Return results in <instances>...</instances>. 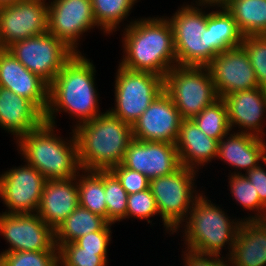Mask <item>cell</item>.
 I'll use <instances>...</instances> for the list:
<instances>
[{"label":"cell","instance_id":"38","mask_svg":"<svg viewBox=\"0 0 266 266\" xmlns=\"http://www.w3.org/2000/svg\"><path fill=\"white\" fill-rule=\"evenodd\" d=\"M110 171L117 177L128 195L149 188L150 180L144 174L126 168L122 163L114 166Z\"/></svg>","mask_w":266,"mask_h":266},{"label":"cell","instance_id":"25","mask_svg":"<svg viewBox=\"0 0 266 266\" xmlns=\"http://www.w3.org/2000/svg\"><path fill=\"white\" fill-rule=\"evenodd\" d=\"M217 6L222 10L207 13L206 29L201 34L204 48H209V64L220 52L241 46L244 37L232 15L223 5Z\"/></svg>","mask_w":266,"mask_h":266},{"label":"cell","instance_id":"29","mask_svg":"<svg viewBox=\"0 0 266 266\" xmlns=\"http://www.w3.org/2000/svg\"><path fill=\"white\" fill-rule=\"evenodd\" d=\"M137 0H92V8L97 24L103 33L117 31V26L129 16Z\"/></svg>","mask_w":266,"mask_h":266},{"label":"cell","instance_id":"11","mask_svg":"<svg viewBox=\"0 0 266 266\" xmlns=\"http://www.w3.org/2000/svg\"><path fill=\"white\" fill-rule=\"evenodd\" d=\"M46 0H22L0 6V48L48 32Z\"/></svg>","mask_w":266,"mask_h":266},{"label":"cell","instance_id":"37","mask_svg":"<svg viewBox=\"0 0 266 266\" xmlns=\"http://www.w3.org/2000/svg\"><path fill=\"white\" fill-rule=\"evenodd\" d=\"M112 223H109L103 230L88 233L85 236L80 237L75 243L83 248V251L97 252L107 263V249L111 241V227Z\"/></svg>","mask_w":266,"mask_h":266},{"label":"cell","instance_id":"41","mask_svg":"<svg viewBox=\"0 0 266 266\" xmlns=\"http://www.w3.org/2000/svg\"><path fill=\"white\" fill-rule=\"evenodd\" d=\"M19 1H22V0H0V6L6 5V4H12L15 2H19Z\"/></svg>","mask_w":266,"mask_h":266},{"label":"cell","instance_id":"14","mask_svg":"<svg viewBox=\"0 0 266 266\" xmlns=\"http://www.w3.org/2000/svg\"><path fill=\"white\" fill-rule=\"evenodd\" d=\"M46 179L26 164L0 174V197L8 210L4 213H36Z\"/></svg>","mask_w":266,"mask_h":266},{"label":"cell","instance_id":"10","mask_svg":"<svg viewBox=\"0 0 266 266\" xmlns=\"http://www.w3.org/2000/svg\"><path fill=\"white\" fill-rule=\"evenodd\" d=\"M7 50L48 85L75 54L49 32L14 42Z\"/></svg>","mask_w":266,"mask_h":266},{"label":"cell","instance_id":"17","mask_svg":"<svg viewBox=\"0 0 266 266\" xmlns=\"http://www.w3.org/2000/svg\"><path fill=\"white\" fill-rule=\"evenodd\" d=\"M122 164L149 180L169 175L182 166L175 144L137 139L128 145Z\"/></svg>","mask_w":266,"mask_h":266},{"label":"cell","instance_id":"18","mask_svg":"<svg viewBox=\"0 0 266 266\" xmlns=\"http://www.w3.org/2000/svg\"><path fill=\"white\" fill-rule=\"evenodd\" d=\"M0 87L27 98L46 113L49 105V85L3 48H0Z\"/></svg>","mask_w":266,"mask_h":266},{"label":"cell","instance_id":"34","mask_svg":"<svg viewBox=\"0 0 266 266\" xmlns=\"http://www.w3.org/2000/svg\"><path fill=\"white\" fill-rule=\"evenodd\" d=\"M241 46L247 53L259 87L266 89V35L244 36Z\"/></svg>","mask_w":266,"mask_h":266},{"label":"cell","instance_id":"1","mask_svg":"<svg viewBox=\"0 0 266 266\" xmlns=\"http://www.w3.org/2000/svg\"><path fill=\"white\" fill-rule=\"evenodd\" d=\"M140 19L133 20L124 29L122 44L125 55L119 65L164 78L177 66L171 23L167 17Z\"/></svg>","mask_w":266,"mask_h":266},{"label":"cell","instance_id":"36","mask_svg":"<svg viewBox=\"0 0 266 266\" xmlns=\"http://www.w3.org/2000/svg\"><path fill=\"white\" fill-rule=\"evenodd\" d=\"M158 214L159 211L150 187L146 190L128 195L126 218L147 219V222L151 223L152 221L149 218Z\"/></svg>","mask_w":266,"mask_h":266},{"label":"cell","instance_id":"2","mask_svg":"<svg viewBox=\"0 0 266 266\" xmlns=\"http://www.w3.org/2000/svg\"><path fill=\"white\" fill-rule=\"evenodd\" d=\"M95 71L93 63L82 53L74 54L49 85L46 123L56 126L55 114L62 111L78 119L75 127L102 114L95 89Z\"/></svg>","mask_w":266,"mask_h":266},{"label":"cell","instance_id":"42","mask_svg":"<svg viewBox=\"0 0 266 266\" xmlns=\"http://www.w3.org/2000/svg\"><path fill=\"white\" fill-rule=\"evenodd\" d=\"M200 1L214 3V4H222L225 0H200Z\"/></svg>","mask_w":266,"mask_h":266},{"label":"cell","instance_id":"21","mask_svg":"<svg viewBox=\"0 0 266 266\" xmlns=\"http://www.w3.org/2000/svg\"><path fill=\"white\" fill-rule=\"evenodd\" d=\"M45 114L30 100L0 87V127L16 139L40 127Z\"/></svg>","mask_w":266,"mask_h":266},{"label":"cell","instance_id":"32","mask_svg":"<svg viewBox=\"0 0 266 266\" xmlns=\"http://www.w3.org/2000/svg\"><path fill=\"white\" fill-rule=\"evenodd\" d=\"M104 190L107 221L115 224L126 219L128 193L110 170H104Z\"/></svg>","mask_w":266,"mask_h":266},{"label":"cell","instance_id":"35","mask_svg":"<svg viewBox=\"0 0 266 266\" xmlns=\"http://www.w3.org/2000/svg\"><path fill=\"white\" fill-rule=\"evenodd\" d=\"M58 253L59 266H107L97 252L83 251L75 242L62 244Z\"/></svg>","mask_w":266,"mask_h":266},{"label":"cell","instance_id":"27","mask_svg":"<svg viewBox=\"0 0 266 266\" xmlns=\"http://www.w3.org/2000/svg\"><path fill=\"white\" fill-rule=\"evenodd\" d=\"M108 224L102 216L79 205L54 230L56 246L59 248L62 244L75 242L88 233L103 230Z\"/></svg>","mask_w":266,"mask_h":266},{"label":"cell","instance_id":"5","mask_svg":"<svg viewBox=\"0 0 266 266\" xmlns=\"http://www.w3.org/2000/svg\"><path fill=\"white\" fill-rule=\"evenodd\" d=\"M231 220L222 208L208 200L205 194L204 196L203 193L200 194L184 221L185 249L204 254L221 255L223 247L228 244L227 248L231 253L242 221L240 219H238L239 221Z\"/></svg>","mask_w":266,"mask_h":266},{"label":"cell","instance_id":"9","mask_svg":"<svg viewBox=\"0 0 266 266\" xmlns=\"http://www.w3.org/2000/svg\"><path fill=\"white\" fill-rule=\"evenodd\" d=\"M195 2L197 5L193 2L191 5H183L172 17H167L173 29L178 66L207 67L209 65V48H204V42L201 40V34L207 24V13L202 11V7H215L217 4L200 0Z\"/></svg>","mask_w":266,"mask_h":266},{"label":"cell","instance_id":"12","mask_svg":"<svg viewBox=\"0 0 266 266\" xmlns=\"http://www.w3.org/2000/svg\"><path fill=\"white\" fill-rule=\"evenodd\" d=\"M52 1L48 4V32L75 54H81L77 50L80 36L94 27L102 29L95 19L92 0Z\"/></svg>","mask_w":266,"mask_h":266},{"label":"cell","instance_id":"30","mask_svg":"<svg viewBox=\"0 0 266 266\" xmlns=\"http://www.w3.org/2000/svg\"><path fill=\"white\" fill-rule=\"evenodd\" d=\"M192 120L203 133L217 141L230 134L229 131H231L228 122L227 106L222 98L217 99L210 106L204 108Z\"/></svg>","mask_w":266,"mask_h":266},{"label":"cell","instance_id":"23","mask_svg":"<svg viewBox=\"0 0 266 266\" xmlns=\"http://www.w3.org/2000/svg\"><path fill=\"white\" fill-rule=\"evenodd\" d=\"M227 256L231 266H266V220H242Z\"/></svg>","mask_w":266,"mask_h":266},{"label":"cell","instance_id":"15","mask_svg":"<svg viewBox=\"0 0 266 266\" xmlns=\"http://www.w3.org/2000/svg\"><path fill=\"white\" fill-rule=\"evenodd\" d=\"M207 67L219 98L259 87L254 69L242 46L220 52Z\"/></svg>","mask_w":266,"mask_h":266},{"label":"cell","instance_id":"40","mask_svg":"<svg viewBox=\"0 0 266 266\" xmlns=\"http://www.w3.org/2000/svg\"><path fill=\"white\" fill-rule=\"evenodd\" d=\"M261 165L259 164L254 169L247 171L245 176L254 184L260 202L266 207V169Z\"/></svg>","mask_w":266,"mask_h":266},{"label":"cell","instance_id":"13","mask_svg":"<svg viewBox=\"0 0 266 266\" xmlns=\"http://www.w3.org/2000/svg\"><path fill=\"white\" fill-rule=\"evenodd\" d=\"M10 248L2 253L18 251H58L55 231L36 213H0V235Z\"/></svg>","mask_w":266,"mask_h":266},{"label":"cell","instance_id":"39","mask_svg":"<svg viewBox=\"0 0 266 266\" xmlns=\"http://www.w3.org/2000/svg\"><path fill=\"white\" fill-rule=\"evenodd\" d=\"M184 266H229L228 261L225 260L222 256L214 254H204L196 251L186 249L184 252ZM231 266V265H230Z\"/></svg>","mask_w":266,"mask_h":266},{"label":"cell","instance_id":"26","mask_svg":"<svg viewBox=\"0 0 266 266\" xmlns=\"http://www.w3.org/2000/svg\"><path fill=\"white\" fill-rule=\"evenodd\" d=\"M221 5L243 36L266 35V0H225Z\"/></svg>","mask_w":266,"mask_h":266},{"label":"cell","instance_id":"33","mask_svg":"<svg viewBox=\"0 0 266 266\" xmlns=\"http://www.w3.org/2000/svg\"><path fill=\"white\" fill-rule=\"evenodd\" d=\"M0 266H59L58 251L0 253Z\"/></svg>","mask_w":266,"mask_h":266},{"label":"cell","instance_id":"20","mask_svg":"<svg viewBox=\"0 0 266 266\" xmlns=\"http://www.w3.org/2000/svg\"><path fill=\"white\" fill-rule=\"evenodd\" d=\"M78 206L76 176L67 180H46L36 214L55 230Z\"/></svg>","mask_w":266,"mask_h":266},{"label":"cell","instance_id":"31","mask_svg":"<svg viewBox=\"0 0 266 266\" xmlns=\"http://www.w3.org/2000/svg\"><path fill=\"white\" fill-rule=\"evenodd\" d=\"M233 173L228 178L232 197L243 208L258 212L254 216L241 218V220H266V207L260 202L254 184L241 172Z\"/></svg>","mask_w":266,"mask_h":266},{"label":"cell","instance_id":"3","mask_svg":"<svg viewBox=\"0 0 266 266\" xmlns=\"http://www.w3.org/2000/svg\"><path fill=\"white\" fill-rule=\"evenodd\" d=\"M82 170H110L122 163L133 138L132 126L108 110L72 129Z\"/></svg>","mask_w":266,"mask_h":266},{"label":"cell","instance_id":"22","mask_svg":"<svg viewBox=\"0 0 266 266\" xmlns=\"http://www.w3.org/2000/svg\"><path fill=\"white\" fill-rule=\"evenodd\" d=\"M218 141L217 159L238 170L249 171L262 161L266 166V143L261 137L234 132ZM226 138V139H225Z\"/></svg>","mask_w":266,"mask_h":266},{"label":"cell","instance_id":"28","mask_svg":"<svg viewBox=\"0 0 266 266\" xmlns=\"http://www.w3.org/2000/svg\"><path fill=\"white\" fill-rule=\"evenodd\" d=\"M76 176L79 189V205L107 220L104 190V170H82ZM81 174V175H80Z\"/></svg>","mask_w":266,"mask_h":266},{"label":"cell","instance_id":"24","mask_svg":"<svg viewBox=\"0 0 266 266\" xmlns=\"http://www.w3.org/2000/svg\"><path fill=\"white\" fill-rule=\"evenodd\" d=\"M180 163L193 170L217 158L218 141L203 133L192 119H183L176 141Z\"/></svg>","mask_w":266,"mask_h":266},{"label":"cell","instance_id":"7","mask_svg":"<svg viewBox=\"0 0 266 266\" xmlns=\"http://www.w3.org/2000/svg\"><path fill=\"white\" fill-rule=\"evenodd\" d=\"M164 91L183 119H192L219 99L208 67L174 66L164 77Z\"/></svg>","mask_w":266,"mask_h":266},{"label":"cell","instance_id":"16","mask_svg":"<svg viewBox=\"0 0 266 266\" xmlns=\"http://www.w3.org/2000/svg\"><path fill=\"white\" fill-rule=\"evenodd\" d=\"M182 120L171 97L163 91L133 124V138L176 144Z\"/></svg>","mask_w":266,"mask_h":266},{"label":"cell","instance_id":"19","mask_svg":"<svg viewBox=\"0 0 266 266\" xmlns=\"http://www.w3.org/2000/svg\"><path fill=\"white\" fill-rule=\"evenodd\" d=\"M227 106L228 122L232 131L233 126L241 128V133L263 138L261 128L266 114V89L253 88L237 91L222 98ZM244 129V130H243Z\"/></svg>","mask_w":266,"mask_h":266},{"label":"cell","instance_id":"6","mask_svg":"<svg viewBox=\"0 0 266 266\" xmlns=\"http://www.w3.org/2000/svg\"><path fill=\"white\" fill-rule=\"evenodd\" d=\"M198 170L181 166L173 173L150 180V189L155 198L159 216L165 230L177 233L201 193L194 190ZM195 194V196H194ZM182 224V225H180Z\"/></svg>","mask_w":266,"mask_h":266},{"label":"cell","instance_id":"4","mask_svg":"<svg viewBox=\"0 0 266 266\" xmlns=\"http://www.w3.org/2000/svg\"><path fill=\"white\" fill-rule=\"evenodd\" d=\"M55 127L44 122L18 138L17 147L24 162L36 168L46 180H67L82 170L74 131L70 140L54 133Z\"/></svg>","mask_w":266,"mask_h":266},{"label":"cell","instance_id":"8","mask_svg":"<svg viewBox=\"0 0 266 266\" xmlns=\"http://www.w3.org/2000/svg\"><path fill=\"white\" fill-rule=\"evenodd\" d=\"M115 77V107L108 110L133 126L153 100L164 91V78L150 72L131 71L119 65Z\"/></svg>","mask_w":266,"mask_h":266}]
</instances>
